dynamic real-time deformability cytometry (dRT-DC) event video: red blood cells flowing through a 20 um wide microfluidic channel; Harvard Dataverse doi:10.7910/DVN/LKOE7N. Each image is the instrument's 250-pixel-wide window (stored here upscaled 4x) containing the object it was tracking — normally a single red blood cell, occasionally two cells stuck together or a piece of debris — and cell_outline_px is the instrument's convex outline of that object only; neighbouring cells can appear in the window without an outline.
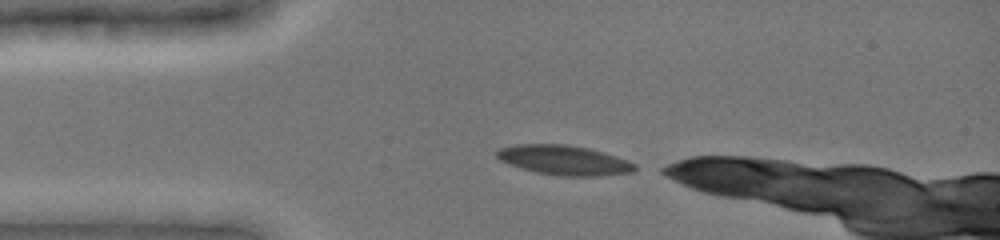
{"species": "common noctule bat (a hibernating species)", "species_latin": "Nyctalus noctula", "temperature_condition": "cold", "stored_images_in_passage": 33, "camera_frame_rate_fps": 3000, "um_per_image_px": 0.085, "animal": {"sex": "female", "body_mass_g": 19.0, "forearm_length_mm": 51.5}, "frame": {"image": 1, "passage_image": 1, "time_ms": 0.0, "image_size_px": [1000, 240], "cell_outline_px": [[636, 172], [600, 176], [560, 176], [536, 172], [520, 168], [508, 164], [500, 160], [496, 156], [496, 152], [500, 148], [516, 144], [568, 144], [588, 148], [604, 152], [616, 156], [636, 164]], "centroid_in_image_um": [47.96, 13.62], "position_along_channel_um": 37.0, "area_um2": 24.04}}
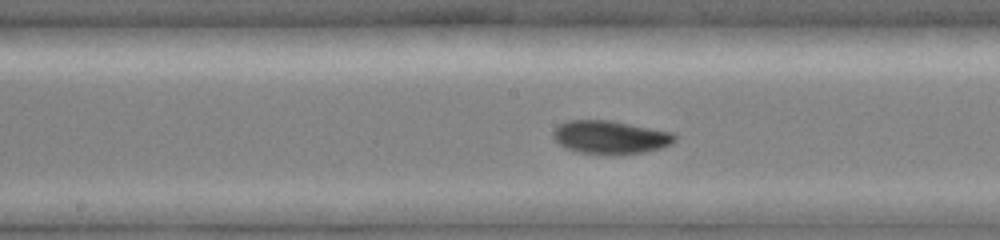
{"frame": {"image": 2, "passage_image": 15, "time_ms": 4.667, "image_size_px": [1000, 240], "cell_outline_px": [[676, 140], [660, 148], [644, 152], [580, 152], [564, 148], [552, 136], [552, 132], [560, 124], [568, 120], [612, 120], [672, 132], [676, 136]], "centroid_in_image_um": [51.85, 11.62], "position_along_channel_um": 196.3, "area_um2": 22.83}}
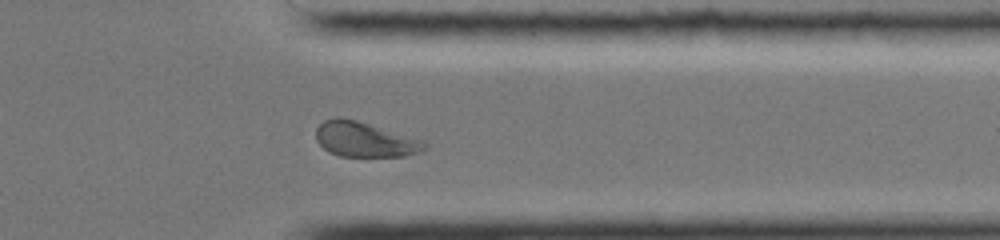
{"frame": {"image": 3, "passage_image": 29, "time_ms": 9.333, "image_size_px": [1000, 240], "cell_outline_px": [[428, 144], [420, 152], [404, 156], [340, 156], [328, 152], [316, 140], [316, 128], [324, 120], [336, 116], [340, 116], [356, 120], [424, 140]], "centroid_in_image_um": [30.98, 11.84], "position_along_channel_um": 380.4, "area_um2": 22.14}}